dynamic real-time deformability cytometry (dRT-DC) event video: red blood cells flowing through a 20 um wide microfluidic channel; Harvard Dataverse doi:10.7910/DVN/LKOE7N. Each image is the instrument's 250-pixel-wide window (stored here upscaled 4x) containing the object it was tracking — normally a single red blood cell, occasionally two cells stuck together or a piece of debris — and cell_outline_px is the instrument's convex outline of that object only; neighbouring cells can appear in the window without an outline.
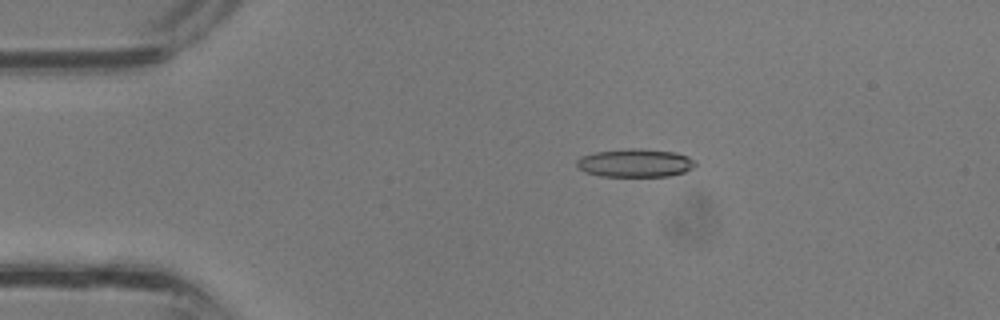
{"species": "common noctule bat (a hibernating species)", "species_latin": "Nyctalus noctula", "temperature_condition": "room temperature", "stored_images_in_passage": 36, "camera_frame_rate_fps": 3000, "um_per_image_px": 0.085, "animal": {"sex": "male", "body_mass_g": 13.3}, "frame": {"image": 1, "passage_image": 7, "time_ms": 2.0, "image_size_px": [1000, 320], "cell_outline_px": [[696, 164], [692, 168], [684, 172], [668, 176], [600, 176], [584, 172], [576, 164], [576, 160], [580, 156], [596, 152], [628, 148], [640, 148], [676, 152], [688, 156], [696, 160]], "centroid_in_image_um": [54.0, 13.84], "position_along_channel_um": 31.0, "area_um2": 19.65}}
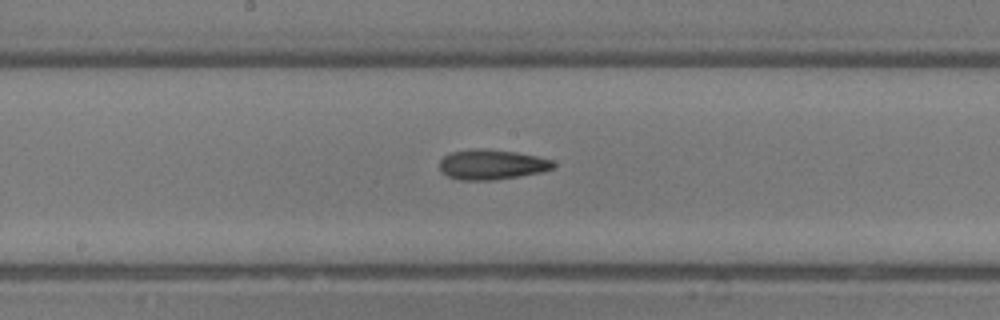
{"frame": {"image": 2, "passage_image": 19, "time_ms": 6.0, "image_size_px": [1000, 320], "cell_outline_px": [[556, 164], [552, 168], [540, 172], [520, 176], [492, 180], [460, 180], [448, 176], [440, 172], [440, 160], [444, 156], [452, 152], [472, 148], [484, 148], [516, 152], [536, 156], [552, 160]], "centroid_in_image_um": [41.77, 13.98], "position_along_channel_um": 206.4, "area_um2": 19.94}}
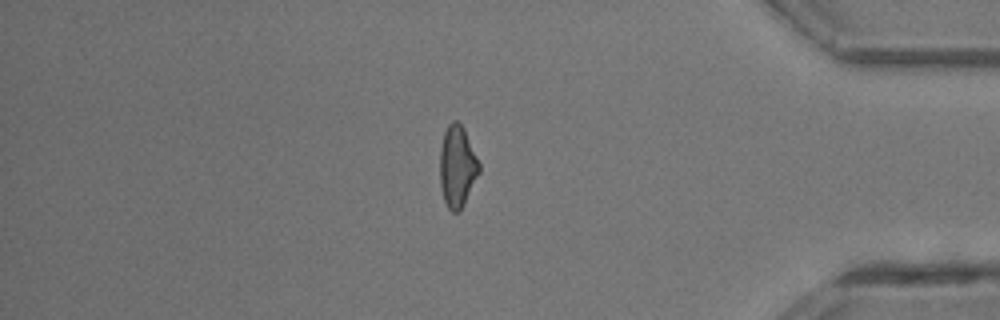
{"frame": {"image": 3, "passage_image": 31, "time_ms": 10.0, "image_size_px": [1000, 320], "cell_outline_px": [[480, 172], [460, 212], [452, 212], [448, 208], [444, 200], [440, 184], [440, 148], [444, 132], [448, 124], [452, 120], [456, 120], [464, 128], [480, 164]], "centroid_in_image_um": [38.87, 14.15], "position_along_channel_um": 396.3, "area_um2": 18.73}}